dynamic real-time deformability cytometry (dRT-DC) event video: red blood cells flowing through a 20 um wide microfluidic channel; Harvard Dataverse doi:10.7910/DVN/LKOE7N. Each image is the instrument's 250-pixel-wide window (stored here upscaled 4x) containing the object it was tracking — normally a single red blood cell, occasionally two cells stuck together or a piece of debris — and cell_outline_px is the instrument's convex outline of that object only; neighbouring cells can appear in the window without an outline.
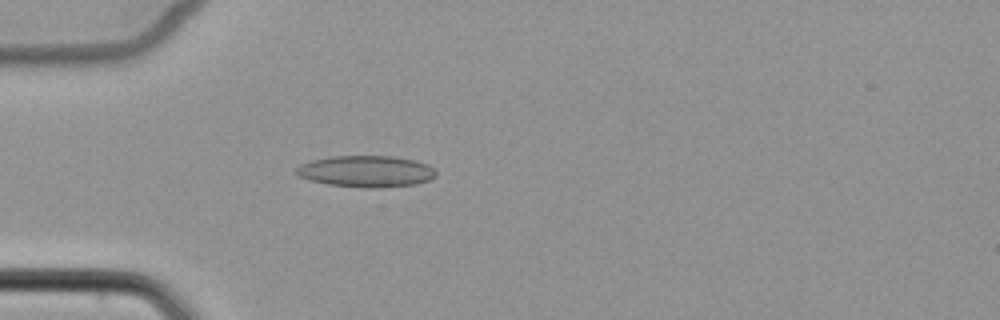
{"species": "common noctule bat (a hibernating species)", "species_latin": "Nyctalus noctula", "temperature_condition": "cold", "stored_images_in_passage": 5, "camera_frame_rate_fps": 3000, "um_per_image_px": 0.085, "animal": {"sex": "female", "body_mass_g": 22.7, "forearm_length_mm": 54.2}, "frame": {"image": 1, "passage_image": 5, "time_ms": 5.0, "image_size_px": [1000, 320], "cell_outline_px": [[436, 176], [428, 180], [416, 184], [380, 188], [368, 188], [328, 184], [296, 176], [296, 168], [300, 164], [312, 160], [332, 156], [392, 156], [416, 160], [428, 164], [436, 172]], "centroid_in_image_um": [31.13, 14.56], "position_along_channel_um": 53.9, "area_um2": 25.66}}